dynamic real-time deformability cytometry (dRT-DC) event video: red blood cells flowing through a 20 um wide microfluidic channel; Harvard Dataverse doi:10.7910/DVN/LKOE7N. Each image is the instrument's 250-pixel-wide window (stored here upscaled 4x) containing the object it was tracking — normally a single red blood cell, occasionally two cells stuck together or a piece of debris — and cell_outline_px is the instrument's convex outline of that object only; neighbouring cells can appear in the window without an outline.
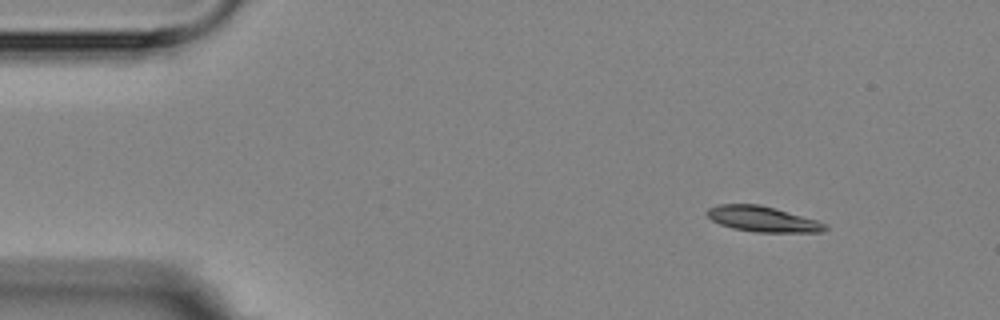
{"species": "Egyptian fruit bat (a non-hibernating species)", "species_latin": "Rousettus aegyptiacus", "temperature_condition": "room temperature", "stored_images_in_passage": 5, "camera_frame_rate_fps": 3000, "um_per_image_px": 0.085, "animal": {"sex": "female"}, "frame": {"image": 1, "passage_image": 1, "time_ms": 0.0, "image_size_px": [1000, 320], "cell_outline_px": [[828, 228], [824, 232], [756, 232], [732, 228], [720, 224], [712, 220], [708, 216], [708, 208], [720, 204], [760, 204], [816, 220], [828, 224]], "centroid_in_image_um": [64.85, 18.62], "position_along_channel_um": 20.1, "area_um2": 17.4}}
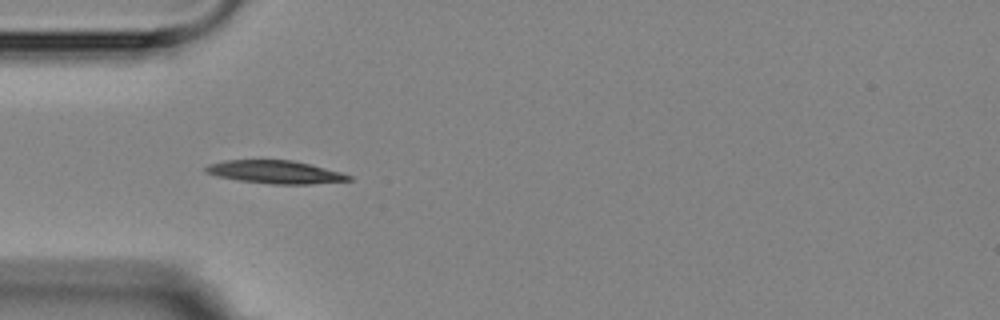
{"frame": {"image": 2, "passage_image": 4, "time_ms": 3.333, "image_size_px": [1000, 320], "cell_outline_px": [[352, 180], [312, 184], [272, 184], [236, 180], [216, 176], [204, 172], [204, 168], [208, 164], [224, 160], [292, 160], [340, 172], [352, 176]], "centroid_in_image_um": [23.34, 14.63], "position_along_channel_um": 61.7, "area_um2": 19.13}}
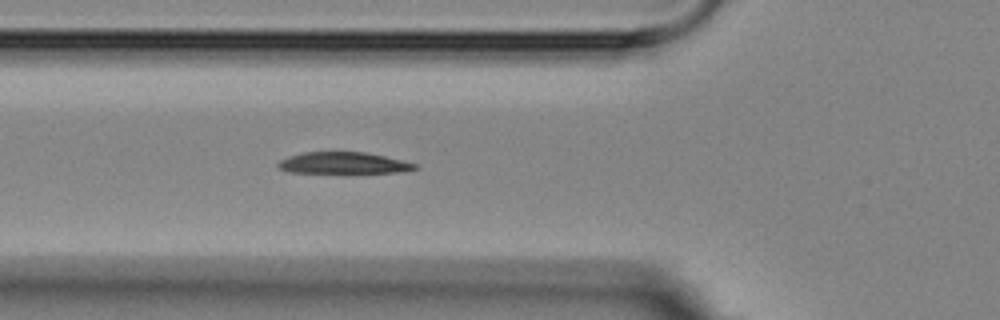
{"frame": {"image": 3, "passage_image": 5, "time_ms": 4.333, "image_size_px": [1000, 320], "cell_outline_px": [[420, 168], [408, 172], [288, 172], [280, 168], [276, 164], [280, 160], [288, 156], [304, 152], [364, 152], [384, 156], [416, 164]], "centroid_in_image_um": [29.2, 13.85], "position_along_channel_um": 96.6, "area_um2": 16.94}}